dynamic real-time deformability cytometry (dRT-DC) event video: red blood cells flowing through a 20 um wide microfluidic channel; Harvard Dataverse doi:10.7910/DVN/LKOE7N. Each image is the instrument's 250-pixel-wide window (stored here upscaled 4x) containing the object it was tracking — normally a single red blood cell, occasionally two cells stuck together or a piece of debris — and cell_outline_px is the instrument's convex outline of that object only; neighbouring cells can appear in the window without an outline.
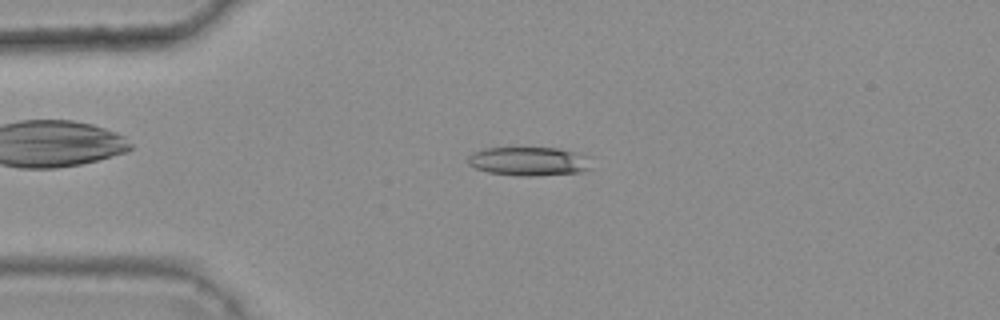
{"species": "common noctule bat (a hibernating species)", "species_latin": "Nyctalus noctula", "temperature_condition": "warm", "stored_images_in_passage": 41, "camera_frame_rate_fps": 3000, "um_per_image_px": 0.085, "animal": {"sex": "female", "body_mass_g": 25.1}, "frame": {"image": 1, "passage_image": 12, "time_ms": 3.667, "image_size_px": [1000, 320], "cell_outline_px": [[588, 168], [584, 172], [532, 176], [516, 176], [488, 172], [476, 168], [468, 164], [468, 156], [472, 152], [484, 148], [560, 148], [588, 156]], "centroid_in_image_um": [44.91, 13.71], "position_along_channel_um": 40.1, "area_um2": 20.69}}
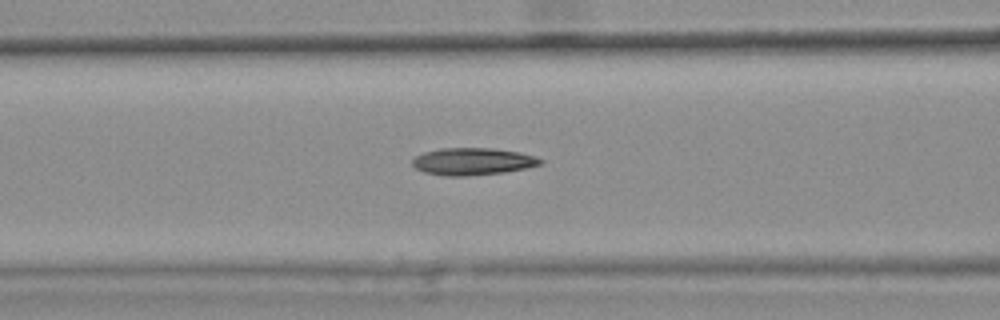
{"frame": {"image": 2, "passage_image": 21, "time_ms": 6.667, "image_size_px": [1000, 320], "cell_outline_px": [[544, 160], [540, 164], [524, 168], [504, 172], [464, 176], [448, 176], [424, 172], [416, 168], [412, 164], [412, 160], [416, 156], [424, 152], [440, 148], [492, 148], [520, 152]], "centroid_in_image_um": [40.14, 13.72], "position_along_channel_um": 126.5, "area_um2": 20.06}}
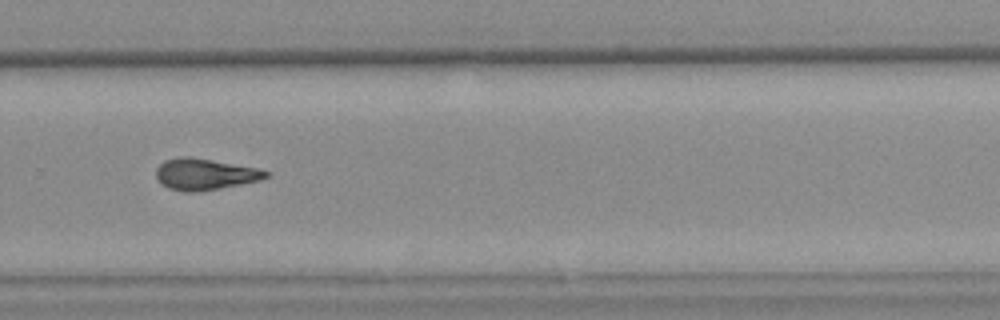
{"frame": {"image": 3, "passage_image": 36, "time_ms": 11.667, "image_size_px": [1000, 320], "cell_outline_px": [[268, 176], [260, 180], [220, 188], [196, 192], [184, 192], [168, 188], [156, 176], [156, 168], [164, 160], [176, 156], [188, 156], [260, 168], [268, 172]], "centroid_in_image_um": [17.4, 14.79], "position_along_channel_um": 312.4, "area_um2": 20.0}, "authors_computed_cell_mechanics": {"area_um2": 20.0566, "velocity_mm_per_s": 3.7244, "shape_relaxation_time_tau1_ms": null, "shape_relaxation_time_tau2_ms": 3.3529, "deformation_change_tau1": null, "deformation_change_tau2": 0.1225}}